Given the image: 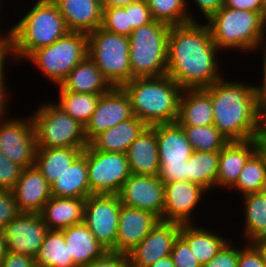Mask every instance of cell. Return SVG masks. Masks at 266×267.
<instances>
[{
    "label": "cell",
    "instance_id": "obj_34",
    "mask_svg": "<svg viewBox=\"0 0 266 267\" xmlns=\"http://www.w3.org/2000/svg\"><path fill=\"white\" fill-rule=\"evenodd\" d=\"M266 187V153L260 147L245 163L236 183L229 189L240 196L260 193Z\"/></svg>",
    "mask_w": 266,
    "mask_h": 267
},
{
    "label": "cell",
    "instance_id": "obj_31",
    "mask_svg": "<svg viewBox=\"0 0 266 267\" xmlns=\"http://www.w3.org/2000/svg\"><path fill=\"white\" fill-rule=\"evenodd\" d=\"M240 199L245 215L242 237L249 245H255L266 238V197L260 192L241 196Z\"/></svg>",
    "mask_w": 266,
    "mask_h": 267
},
{
    "label": "cell",
    "instance_id": "obj_45",
    "mask_svg": "<svg viewBox=\"0 0 266 267\" xmlns=\"http://www.w3.org/2000/svg\"><path fill=\"white\" fill-rule=\"evenodd\" d=\"M158 176L164 184L176 181H189L188 160L184 163H160Z\"/></svg>",
    "mask_w": 266,
    "mask_h": 267
},
{
    "label": "cell",
    "instance_id": "obj_56",
    "mask_svg": "<svg viewBox=\"0 0 266 267\" xmlns=\"http://www.w3.org/2000/svg\"><path fill=\"white\" fill-rule=\"evenodd\" d=\"M149 267H175L171 256L158 259L154 264Z\"/></svg>",
    "mask_w": 266,
    "mask_h": 267
},
{
    "label": "cell",
    "instance_id": "obj_46",
    "mask_svg": "<svg viewBox=\"0 0 266 267\" xmlns=\"http://www.w3.org/2000/svg\"><path fill=\"white\" fill-rule=\"evenodd\" d=\"M12 59V60H11ZM7 60V61H6ZM10 60L16 63L14 57L12 35L10 28L7 31L0 32V82H6L7 77L5 75V68L7 67V62ZM5 71V72H4ZM6 78V79H5Z\"/></svg>",
    "mask_w": 266,
    "mask_h": 267
},
{
    "label": "cell",
    "instance_id": "obj_30",
    "mask_svg": "<svg viewBox=\"0 0 266 267\" xmlns=\"http://www.w3.org/2000/svg\"><path fill=\"white\" fill-rule=\"evenodd\" d=\"M197 224H180V236L188 243L193 255L203 266L230 240L217 230L197 227Z\"/></svg>",
    "mask_w": 266,
    "mask_h": 267
},
{
    "label": "cell",
    "instance_id": "obj_2",
    "mask_svg": "<svg viewBox=\"0 0 266 267\" xmlns=\"http://www.w3.org/2000/svg\"><path fill=\"white\" fill-rule=\"evenodd\" d=\"M224 77L203 88L211 96L213 125L229 142L259 138L260 99L254 85Z\"/></svg>",
    "mask_w": 266,
    "mask_h": 267
},
{
    "label": "cell",
    "instance_id": "obj_12",
    "mask_svg": "<svg viewBox=\"0 0 266 267\" xmlns=\"http://www.w3.org/2000/svg\"><path fill=\"white\" fill-rule=\"evenodd\" d=\"M0 151L23 168L35 165L37 142L31 115L0 122Z\"/></svg>",
    "mask_w": 266,
    "mask_h": 267
},
{
    "label": "cell",
    "instance_id": "obj_10",
    "mask_svg": "<svg viewBox=\"0 0 266 267\" xmlns=\"http://www.w3.org/2000/svg\"><path fill=\"white\" fill-rule=\"evenodd\" d=\"M88 179L92 194H118L131 175L127 155L102 152L87 145Z\"/></svg>",
    "mask_w": 266,
    "mask_h": 267
},
{
    "label": "cell",
    "instance_id": "obj_18",
    "mask_svg": "<svg viewBox=\"0 0 266 267\" xmlns=\"http://www.w3.org/2000/svg\"><path fill=\"white\" fill-rule=\"evenodd\" d=\"M159 220L151 212L121 205L116 245L112 251L128 253L149 234Z\"/></svg>",
    "mask_w": 266,
    "mask_h": 267
},
{
    "label": "cell",
    "instance_id": "obj_26",
    "mask_svg": "<svg viewBox=\"0 0 266 267\" xmlns=\"http://www.w3.org/2000/svg\"><path fill=\"white\" fill-rule=\"evenodd\" d=\"M160 163H184L193 153L183 128L176 122L155 125Z\"/></svg>",
    "mask_w": 266,
    "mask_h": 267
},
{
    "label": "cell",
    "instance_id": "obj_21",
    "mask_svg": "<svg viewBox=\"0 0 266 267\" xmlns=\"http://www.w3.org/2000/svg\"><path fill=\"white\" fill-rule=\"evenodd\" d=\"M69 31L90 33L102 24L100 0H53Z\"/></svg>",
    "mask_w": 266,
    "mask_h": 267
},
{
    "label": "cell",
    "instance_id": "obj_17",
    "mask_svg": "<svg viewBox=\"0 0 266 267\" xmlns=\"http://www.w3.org/2000/svg\"><path fill=\"white\" fill-rule=\"evenodd\" d=\"M179 234V223L159 220L149 234L127 253L129 267H149L158 259L170 256Z\"/></svg>",
    "mask_w": 266,
    "mask_h": 267
},
{
    "label": "cell",
    "instance_id": "obj_58",
    "mask_svg": "<svg viewBox=\"0 0 266 267\" xmlns=\"http://www.w3.org/2000/svg\"><path fill=\"white\" fill-rule=\"evenodd\" d=\"M255 246L261 252L263 260L266 263V238L260 240L257 244H255Z\"/></svg>",
    "mask_w": 266,
    "mask_h": 267
},
{
    "label": "cell",
    "instance_id": "obj_27",
    "mask_svg": "<svg viewBox=\"0 0 266 267\" xmlns=\"http://www.w3.org/2000/svg\"><path fill=\"white\" fill-rule=\"evenodd\" d=\"M85 198L51 197L40 215L49 230H63L83 222Z\"/></svg>",
    "mask_w": 266,
    "mask_h": 267
},
{
    "label": "cell",
    "instance_id": "obj_37",
    "mask_svg": "<svg viewBox=\"0 0 266 267\" xmlns=\"http://www.w3.org/2000/svg\"><path fill=\"white\" fill-rule=\"evenodd\" d=\"M194 151L219 152L229 141L214 126H181Z\"/></svg>",
    "mask_w": 266,
    "mask_h": 267
},
{
    "label": "cell",
    "instance_id": "obj_36",
    "mask_svg": "<svg viewBox=\"0 0 266 267\" xmlns=\"http://www.w3.org/2000/svg\"><path fill=\"white\" fill-rule=\"evenodd\" d=\"M58 92L59 99L54 103L85 127L95 111L100 95L70 91Z\"/></svg>",
    "mask_w": 266,
    "mask_h": 267
},
{
    "label": "cell",
    "instance_id": "obj_25",
    "mask_svg": "<svg viewBox=\"0 0 266 267\" xmlns=\"http://www.w3.org/2000/svg\"><path fill=\"white\" fill-rule=\"evenodd\" d=\"M213 122L211 96L203 88L183 89L177 123L180 126H208Z\"/></svg>",
    "mask_w": 266,
    "mask_h": 267
},
{
    "label": "cell",
    "instance_id": "obj_6",
    "mask_svg": "<svg viewBox=\"0 0 266 267\" xmlns=\"http://www.w3.org/2000/svg\"><path fill=\"white\" fill-rule=\"evenodd\" d=\"M169 31V24L156 20L132 31L129 36L131 80L167 74Z\"/></svg>",
    "mask_w": 266,
    "mask_h": 267
},
{
    "label": "cell",
    "instance_id": "obj_3",
    "mask_svg": "<svg viewBox=\"0 0 266 267\" xmlns=\"http://www.w3.org/2000/svg\"><path fill=\"white\" fill-rule=\"evenodd\" d=\"M122 88L129 96L133 114L147 126L177 122L183 89L167 74L133 78Z\"/></svg>",
    "mask_w": 266,
    "mask_h": 267
},
{
    "label": "cell",
    "instance_id": "obj_33",
    "mask_svg": "<svg viewBox=\"0 0 266 267\" xmlns=\"http://www.w3.org/2000/svg\"><path fill=\"white\" fill-rule=\"evenodd\" d=\"M35 262L36 267H76L65 244L64 229L48 230Z\"/></svg>",
    "mask_w": 266,
    "mask_h": 267
},
{
    "label": "cell",
    "instance_id": "obj_13",
    "mask_svg": "<svg viewBox=\"0 0 266 267\" xmlns=\"http://www.w3.org/2000/svg\"><path fill=\"white\" fill-rule=\"evenodd\" d=\"M48 230L40 213L20 212L3 229L6 252L35 257Z\"/></svg>",
    "mask_w": 266,
    "mask_h": 267
},
{
    "label": "cell",
    "instance_id": "obj_1",
    "mask_svg": "<svg viewBox=\"0 0 266 267\" xmlns=\"http://www.w3.org/2000/svg\"><path fill=\"white\" fill-rule=\"evenodd\" d=\"M220 52L206 22L170 26L167 75L182 89L209 87L225 76L219 66Z\"/></svg>",
    "mask_w": 266,
    "mask_h": 267
},
{
    "label": "cell",
    "instance_id": "obj_62",
    "mask_svg": "<svg viewBox=\"0 0 266 267\" xmlns=\"http://www.w3.org/2000/svg\"><path fill=\"white\" fill-rule=\"evenodd\" d=\"M2 2L0 1V10H2L3 9V7H2ZM1 13V12H0ZM1 30H3L2 28H0V32H1Z\"/></svg>",
    "mask_w": 266,
    "mask_h": 267
},
{
    "label": "cell",
    "instance_id": "obj_49",
    "mask_svg": "<svg viewBox=\"0 0 266 267\" xmlns=\"http://www.w3.org/2000/svg\"><path fill=\"white\" fill-rule=\"evenodd\" d=\"M193 2L195 3L194 5H196L197 10L203 15L202 18L206 21L225 4V0H193ZM186 7L190 21H197V17L193 14L194 11H189L190 5H188V0H186Z\"/></svg>",
    "mask_w": 266,
    "mask_h": 267
},
{
    "label": "cell",
    "instance_id": "obj_47",
    "mask_svg": "<svg viewBox=\"0 0 266 267\" xmlns=\"http://www.w3.org/2000/svg\"><path fill=\"white\" fill-rule=\"evenodd\" d=\"M246 245L239 248L238 267H266L261 252L255 245Z\"/></svg>",
    "mask_w": 266,
    "mask_h": 267
},
{
    "label": "cell",
    "instance_id": "obj_32",
    "mask_svg": "<svg viewBox=\"0 0 266 267\" xmlns=\"http://www.w3.org/2000/svg\"><path fill=\"white\" fill-rule=\"evenodd\" d=\"M78 148H37L35 166L51 186L83 152Z\"/></svg>",
    "mask_w": 266,
    "mask_h": 267
},
{
    "label": "cell",
    "instance_id": "obj_19",
    "mask_svg": "<svg viewBox=\"0 0 266 267\" xmlns=\"http://www.w3.org/2000/svg\"><path fill=\"white\" fill-rule=\"evenodd\" d=\"M20 212L40 213L51 196V186L34 165L24 168L12 189Z\"/></svg>",
    "mask_w": 266,
    "mask_h": 267
},
{
    "label": "cell",
    "instance_id": "obj_43",
    "mask_svg": "<svg viewBox=\"0 0 266 267\" xmlns=\"http://www.w3.org/2000/svg\"><path fill=\"white\" fill-rule=\"evenodd\" d=\"M125 10L128 12L129 25L133 30L154 21L145 0H137L125 7Z\"/></svg>",
    "mask_w": 266,
    "mask_h": 267
},
{
    "label": "cell",
    "instance_id": "obj_42",
    "mask_svg": "<svg viewBox=\"0 0 266 267\" xmlns=\"http://www.w3.org/2000/svg\"><path fill=\"white\" fill-rule=\"evenodd\" d=\"M23 169L0 151V189L12 190L21 177Z\"/></svg>",
    "mask_w": 266,
    "mask_h": 267
},
{
    "label": "cell",
    "instance_id": "obj_9",
    "mask_svg": "<svg viewBox=\"0 0 266 267\" xmlns=\"http://www.w3.org/2000/svg\"><path fill=\"white\" fill-rule=\"evenodd\" d=\"M87 36V55L111 86L122 87L131 81L129 37L110 32L101 26Z\"/></svg>",
    "mask_w": 266,
    "mask_h": 267
},
{
    "label": "cell",
    "instance_id": "obj_55",
    "mask_svg": "<svg viewBox=\"0 0 266 267\" xmlns=\"http://www.w3.org/2000/svg\"><path fill=\"white\" fill-rule=\"evenodd\" d=\"M102 7H127L137 0H100Z\"/></svg>",
    "mask_w": 266,
    "mask_h": 267
},
{
    "label": "cell",
    "instance_id": "obj_23",
    "mask_svg": "<svg viewBox=\"0 0 266 267\" xmlns=\"http://www.w3.org/2000/svg\"><path fill=\"white\" fill-rule=\"evenodd\" d=\"M57 88L59 91L102 95L107 93L112 86L87 55L69 72Z\"/></svg>",
    "mask_w": 266,
    "mask_h": 267
},
{
    "label": "cell",
    "instance_id": "obj_24",
    "mask_svg": "<svg viewBox=\"0 0 266 267\" xmlns=\"http://www.w3.org/2000/svg\"><path fill=\"white\" fill-rule=\"evenodd\" d=\"M147 125L135 115L96 135L88 144L97 151L126 154Z\"/></svg>",
    "mask_w": 266,
    "mask_h": 267
},
{
    "label": "cell",
    "instance_id": "obj_20",
    "mask_svg": "<svg viewBox=\"0 0 266 267\" xmlns=\"http://www.w3.org/2000/svg\"><path fill=\"white\" fill-rule=\"evenodd\" d=\"M260 148L259 138L230 141L219 151L216 188L230 189L237 181L247 160Z\"/></svg>",
    "mask_w": 266,
    "mask_h": 267
},
{
    "label": "cell",
    "instance_id": "obj_4",
    "mask_svg": "<svg viewBox=\"0 0 266 267\" xmlns=\"http://www.w3.org/2000/svg\"><path fill=\"white\" fill-rule=\"evenodd\" d=\"M30 8L10 27L16 62L25 61L33 51L53 44L69 32L53 0H37Z\"/></svg>",
    "mask_w": 266,
    "mask_h": 267
},
{
    "label": "cell",
    "instance_id": "obj_53",
    "mask_svg": "<svg viewBox=\"0 0 266 267\" xmlns=\"http://www.w3.org/2000/svg\"><path fill=\"white\" fill-rule=\"evenodd\" d=\"M11 90L7 87V82H0V122L7 119L8 104L10 100Z\"/></svg>",
    "mask_w": 266,
    "mask_h": 267
},
{
    "label": "cell",
    "instance_id": "obj_14",
    "mask_svg": "<svg viewBox=\"0 0 266 267\" xmlns=\"http://www.w3.org/2000/svg\"><path fill=\"white\" fill-rule=\"evenodd\" d=\"M122 205L151 212L162 220L164 183L158 175L131 174L118 193Z\"/></svg>",
    "mask_w": 266,
    "mask_h": 267
},
{
    "label": "cell",
    "instance_id": "obj_50",
    "mask_svg": "<svg viewBox=\"0 0 266 267\" xmlns=\"http://www.w3.org/2000/svg\"><path fill=\"white\" fill-rule=\"evenodd\" d=\"M0 267H36L35 257L6 252Z\"/></svg>",
    "mask_w": 266,
    "mask_h": 267
},
{
    "label": "cell",
    "instance_id": "obj_41",
    "mask_svg": "<svg viewBox=\"0 0 266 267\" xmlns=\"http://www.w3.org/2000/svg\"><path fill=\"white\" fill-rule=\"evenodd\" d=\"M232 241L230 239L203 267H238L239 247Z\"/></svg>",
    "mask_w": 266,
    "mask_h": 267
},
{
    "label": "cell",
    "instance_id": "obj_44",
    "mask_svg": "<svg viewBox=\"0 0 266 267\" xmlns=\"http://www.w3.org/2000/svg\"><path fill=\"white\" fill-rule=\"evenodd\" d=\"M20 213L12 190L0 189V229Z\"/></svg>",
    "mask_w": 266,
    "mask_h": 267
},
{
    "label": "cell",
    "instance_id": "obj_7",
    "mask_svg": "<svg viewBox=\"0 0 266 267\" xmlns=\"http://www.w3.org/2000/svg\"><path fill=\"white\" fill-rule=\"evenodd\" d=\"M31 114L35 129L37 148L85 149L88 142L84 126L65 113L54 101L38 105Z\"/></svg>",
    "mask_w": 266,
    "mask_h": 267
},
{
    "label": "cell",
    "instance_id": "obj_59",
    "mask_svg": "<svg viewBox=\"0 0 266 267\" xmlns=\"http://www.w3.org/2000/svg\"><path fill=\"white\" fill-rule=\"evenodd\" d=\"M262 17L266 23V0H262Z\"/></svg>",
    "mask_w": 266,
    "mask_h": 267
},
{
    "label": "cell",
    "instance_id": "obj_11",
    "mask_svg": "<svg viewBox=\"0 0 266 267\" xmlns=\"http://www.w3.org/2000/svg\"><path fill=\"white\" fill-rule=\"evenodd\" d=\"M121 205L118 194H92L85 200L83 223L107 251L116 245Z\"/></svg>",
    "mask_w": 266,
    "mask_h": 267
},
{
    "label": "cell",
    "instance_id": "obj_48",
    "mask_svg": "<svg viewBox=\"0 0 266 267\" xmlns=\"http://www.w3.org/2000/svg\"><path fill=\"white\" fill-rule=\"evenodd\" d=\"M84 267H129L128 254L106 251L101 257Z\"/></svg>",
    "mask_w": 266,
    "mask_h": 267
},
{
    "label": "cell",
    "instance_id": "obj_28",
    "mask_svg": "<svg viewBox=\"0 0 266 267\" xmlns=\"http://www.w3.org/2000/svg\"><path fill=\"white\" fill-rule=\"evenodd\" d=\"M91 195L88 166L87 147L51 185L52 197L87 198Z\"/></svg>",
    "mask_w": 266,
    "mask_h": 267
},
{
    "label": "cell",
    "instance_id": "obj_61",
    "mask_svg": "<svg viewBox=\"0 0 266 267\" xmlns=\"http://www.w3.org/2000/svg\"><path fill=\"white\" fill-rule=\"evenodd\" d=\"M261 193L266 197V187L261 191Z\"/></svg>",
    "mask_w": 266,
    "mask_h": 267
},
{
    "label": "cell",
    "instance_id": "obj_8",
    "mask_svg": "<svg viewBox=\"0 0 266 267\" xmlns=\"http://www.w3.org/2000/svg\"><path fill=\"white\" fill-rule=\"evenodd\" d=\"M88 50V36L83 32L69 31L53 44L33 51L25 62L33 63L48 81L59 86L69 72L80 63Z\"/></svg>",
    "mask_w": 266,
    "mask_h": 267
},
{
    "label": "cell",
    "instance_id": "obj_57",
    "mask_svg": "<svg viewBox=\"0 0 266 267\" xmlns=\"http://www.w3.org/2000/svg\"><path fill=\"white\" fill-rule=\"evenodd\" d=\"M6 255V241L4 238L3 230L0 229V266Z\"/></svg>",
    "mask_w": 266,
    "mask_h": 267
},
{
    "label": "cell",
    "instance_id": "obj_51",
    "mask_svg": "<svg viewBox=\"0 0 266 267\" xmlns=\"http://www.w3.org/2000/svg\"><path fill=\"white\" fill-rule=\"evenodd\" d=\"M225 7L259 12L262 15V0H225Z\"/></svg>",
    "mask_w": 266,
    "mask_h": 267
},
{
    "label": "cell",
    "instance_id": "obj_35",
    "mask_svg": "<svg viewBox=\"0 0 266 267\" xmlns=\"http://www.w3.org/2000/svg\"><path fill=\"white\" fill-rule=\"evenodd\" d=\"M218 164L219 152L193 151L188 159L189 181L200 185L208 193L215 190Z\"/></svg>",
    "mask_w": 266,
    "mask_h": 267
},
{
    "label": "cell",
    "instance_id": "obj_52",
    "mask_svg": "<svg viewBox=\"0 0 266 267\" xmlns=\"http://www.w3.org/2000/svg\"><path fill=\"white\" fill-rule=\"evenodd\" d=\"M261 50V54H263V56H261V58L263 60H261L263 63V67L261 68L262 69V83H258L257 85L254 84V87H255V90L259 96V99L263 98L266 96V40L255 50V52L257 50Z\"/></svg>",
    "mask_w": 266,
    "mask_h": 267
},
{
    "label": "cell",
    "instance_id": "obj_5",
    "mask_svg": "<svg viewBox=\"0 0 266 267\" xmlns=\"http://www.w3.org/2000/svg\"><path fill=\"white\" fill-rule=\"evenodd\" d=\"M205 22L221 51L251 54L266 40V23L259 12L223 6Z\"/></svg>",
    "mask_w": 266,
    "mask_h": 267
},
{
    "label": "cell",
    "instance_id": "obj_54",
    "mask_svg": "<svg viewBox=\"0 0 266 267\" xmlns=\"http://www.w3.org/2000/svg\"><path fill=\"white\" fill-rule=\"evenodd\" d=\"M259 138H266V96L260 99V134Z\"/></svg>",
    "mask_w": 266,
    "mask_h": 267
},
{
    "label": "cell",
    "instance_id": "obj_39",
    "mask_svg": "<svg viewBox=\"0 0 266 267\" xmlns=\"http://www.w3.org/2000/svg\"><path fill=\"white\" fill-rule=\"evenodd\" d=\"M101 27L126 37L133 31L129 25L128 12L123 7H103Z\"/></svg>",
    "mask_w": 266,
    "mask_h": 267
},
{
    "label": "cell",
    "instance_id": "obj_60",
    "mask_svg": "<svg viewBox=\"0 0 266 267\" xmlns=\"http://www.w3.org/2000/svg\"><path fill=\"white\" fill-rule=\"evenodd\" d=\"M260 140V147L264 150L266 153V138H259Z\"/></svg>",
    "mask_w": 266,
    "mask_h": 267
},
{
    "label": "cell",
    "instance_id": "obj_22",
    "mask_svg": "<svg viewBox=\"0 0 266 267\" xmlns=\"http://www.w3.org/2000/svg\"><path fill=\"white\" fill-rule=\"evenodd\" d=\"M131 174L159 175L160 159L155 125L147 126L126 153Z\"/></svg>",
    "mask_w": 266,
    "mask_h": 267
},
{
    "label": "cell",
    "instance_id": "obj_16",
    "mask_svg": "<svg viewBox=\"0 0 266 267\" xmlns=\"http://www.w3.org/2000/svg\"><path fill=\"white\" fill-rule=\"evenodd\" d=\"M204 194L208 192L200 185L191 181H176L164 184L165 203L162 221L191 224L195 221L193 213ZM193 212V213H192Z\"/></svg>",
    "mask_w": 266,
    "mask_h": 267
},
{
    "label": "cell",
    "instance_id": "obj_29",
    "mask_svg": "<svg viewBox=\"0 0 266 267\" xmlns=\"http://www.w3.org/2000/svg\"><path fill=\"white\" fill-rule=\"evenodd\" d=\"M64 238L76 267L87 266L107 251L83 222L64 229Z\"/></svg>",
    "mask_w": 266,
    "mask_h": 267
},
{
    "label": "cell",
    "instance_id": "obj_40",
    "mask_svg": "<svg viewBox=\"0 0 266 267\" xmlns=\"http://www.w3.org/2000/svg\"><path fill=\"white\" fill-rule=\"evenodd\" d=\"M170 256L175 267H203L193 255L188 243L180 235L174 242Z\"/></svg>",
    "mask_w": 266,
    "mask_h": 267
},
{
    "label": "cell",
    "instance_id": "obj_15",
    "mask_svg": "<svg viewBox=\"0 0 266 267\" xmlns=\"http://www.w3.org/2000/svg\"><path fill=\"white\" fill-rule=\"evenodd\" d=\"M129 96L122 87H112L100 95L95 111L84 127V135L89 143L96 135L133 117Z\"/></svg>",
    "mask_w": 266,
    "mask_h": 267
},
{
    "label": "cell",
    "instance_id": "obj_38",
    "mask_svg": "<svg viewBox=\"0 0 266 267\" xmlns=\"http://www.w3.org/2000/svg\"><path fill=\"white\" fill-rule=\"evenodd\" d=\"M152 18L170 26L191 22L187 13L186 0H145Z\"/></svg>",
    "mask_w": 266,
    "mask_h": 267
}]
</instances>
